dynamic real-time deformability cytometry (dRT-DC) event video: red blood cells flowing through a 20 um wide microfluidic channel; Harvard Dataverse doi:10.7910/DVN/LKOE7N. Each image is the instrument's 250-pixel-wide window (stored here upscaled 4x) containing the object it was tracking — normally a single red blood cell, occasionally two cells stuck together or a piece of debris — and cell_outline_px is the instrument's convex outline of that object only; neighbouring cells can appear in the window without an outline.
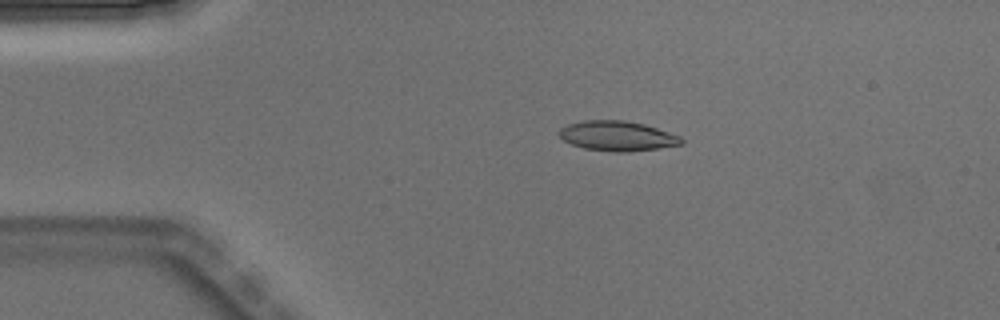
{"species": "Egyptian fruit bat (a non-hibernating species)", "species_latin": "Rousettus aegyptiacus", "temperature_condition": "warm", "stored_images_in_passage": 2, "camera_frame_rate_fps": 3000, "um_per_image_px": 0.085, "animal": {"sex": "male"}, "frame": {"image": 1, "passage_image": 1, "time_ms": 0.0, "image_size_px": [1000, 320], "cell_outline_px": [[684, 144], [628, 152], [612, 152], [584, 148], [572, 144], [564, 140], [560, 136], [560, 128], [568, 124], [584, 120], [624, 120], [644, 124], [680, 136], [684, 140]], "centroid_in_image_um": [52.48, 11.55], "position_along_channel_um": 32.5, "area_um2": 21.15}}